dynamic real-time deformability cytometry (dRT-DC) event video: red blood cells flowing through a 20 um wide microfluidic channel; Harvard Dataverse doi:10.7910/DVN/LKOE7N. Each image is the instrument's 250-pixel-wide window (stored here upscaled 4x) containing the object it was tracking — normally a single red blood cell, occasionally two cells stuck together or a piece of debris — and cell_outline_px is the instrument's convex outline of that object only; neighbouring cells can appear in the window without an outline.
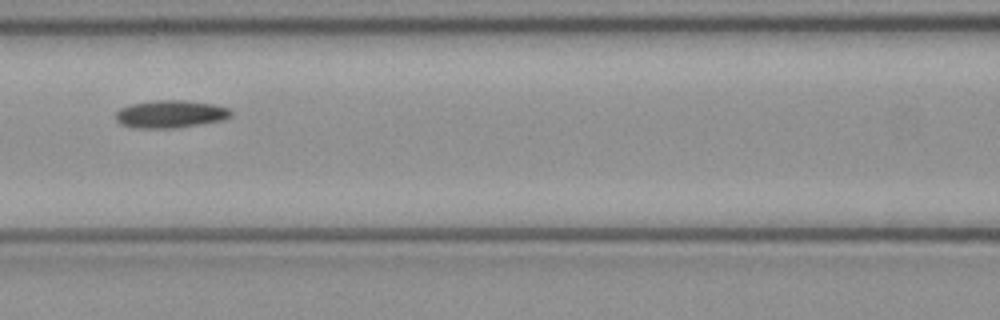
{"species": "common noctule bat (a hibernating species)", "species_latin": "Nyctalus noctula", "temperature_condition": "cold", "stored_images_in_passage": 5, "camera_frame_rate_fps": 3000, "um_per_image_px": 0.085, "animal": {"sex": "female", "body_mass_g": 21.9}, "frame": {"image": 1, "passage_image": 5, "time_ms": 1.333, "image_size_px": [1000, 320], "cell_outline_px": [[232, 116], [224, 120], [176, 128], [132, 128], [120, 124], [116, 120], [116, 112], [120, 108], [132, 104], [156, 100], [184, 100], [212, 104], [228, 108], [232, 112]], "centroid_in_image_um": [14.48, 9.7], "position_along_channel_um": 152.1, "area_um2": 18.61}}